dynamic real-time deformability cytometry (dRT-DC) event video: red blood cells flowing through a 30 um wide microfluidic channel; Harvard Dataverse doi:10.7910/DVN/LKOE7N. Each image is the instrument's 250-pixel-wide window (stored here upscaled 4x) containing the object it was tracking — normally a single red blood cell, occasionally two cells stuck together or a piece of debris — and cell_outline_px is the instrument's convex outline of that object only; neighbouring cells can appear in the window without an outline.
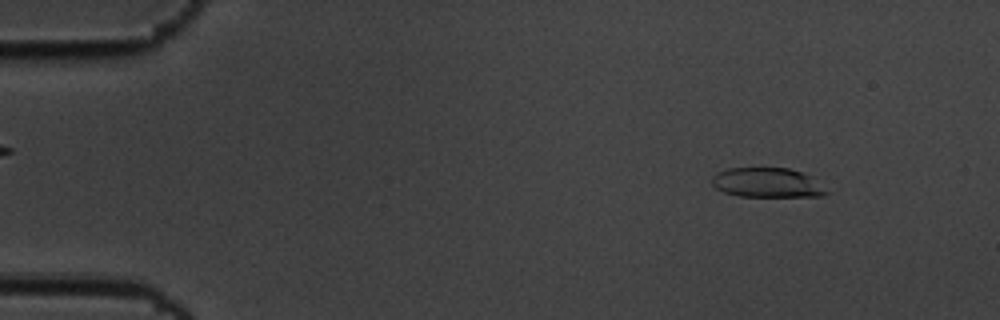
{"species": "common noctule bat (a hibernating species)", "species_latin": "Nyctalus noctula", "temperature_condition": "cold", "stored_images_in_passage": 17, "camera_frame_rate_fps": 3000, "um_per_image_px": 0.085, "animal": {"sex": "male", "body_mass_g": 19.5, "forearm_length_mm": 54.6}, "frame": {"image": 1, "passage_image": 6, "time_ms": 1.667, "image_size_px": [1000, 320], "cell_outline_px": [[828, 192], [820, 196], [740, 196], [724, 192], [716, 188], [712, 184], [712, 176], [716, 172], [728, 168], [788, 168], [812, 176]], "centroid_in_image_um": [65.18, 15.52], "position_along_channel_um": 19.8, "area_um2": 19.59}}